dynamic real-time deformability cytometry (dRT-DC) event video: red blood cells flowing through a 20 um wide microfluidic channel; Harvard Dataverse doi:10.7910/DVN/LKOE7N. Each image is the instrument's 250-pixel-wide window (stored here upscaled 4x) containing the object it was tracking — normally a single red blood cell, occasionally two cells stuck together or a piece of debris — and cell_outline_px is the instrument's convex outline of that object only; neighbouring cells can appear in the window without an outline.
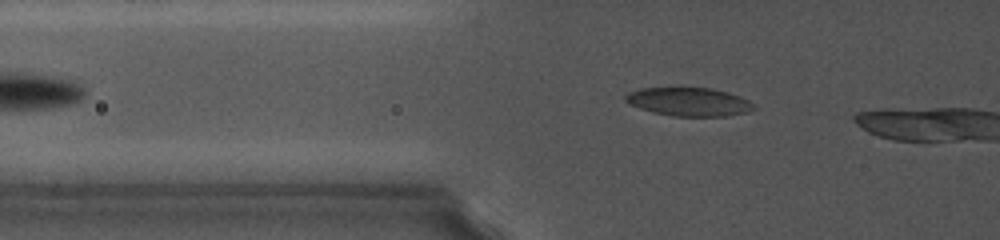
{"species": "common noctule bat (a hibernating species)", "species_latin": "Nyctalus noctula", "temperature_condition": "cold", "stored_images_in_passage": 70, "camera_frame_rate_fps": 5000, "um_per_image_px": 0.085, "animal": {"sex": "female", "body_mass_g": 19.0, "forearm_length_mm": 56.7}, "frame": {"image": 1, "passage_image": 10, "time_ms": 1.6, "image_size_px": [1000, 240], "cell_outline_px": [[756, 108], [748, 112], [728, 116], [672, 116], [652, 112], [628, 104], [624, 100], [624, 96], [628, 92], [640, 88], [680, 84], [712, 88], [728, 92], [740, 96], [756, 104]], "centroid_in_image_um": [58.52, 8.6], "position_along_channel_um": 67.3, "area_um2": 22.54}}
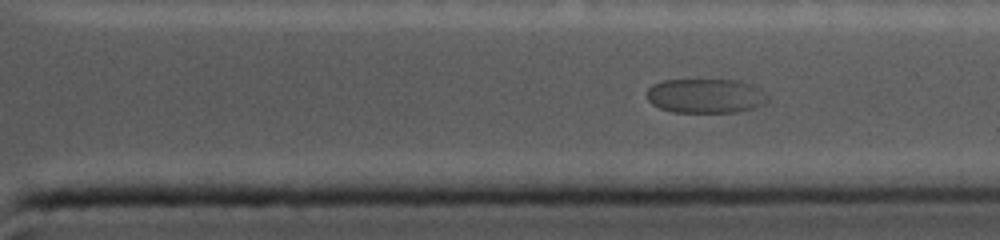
{"frame": {"image": 2, "passage_image": 59, "time_ms": 10.0, "image_size_px": [1000, 240], "cell_outline_px": [[768, 100], [764, 104], [752, 108], [736, 112], [672, 112], [660, 108], [652, 104], [648, 100], [648, 88], [652, 84], [664, 80], [740, 80], [756, 88], [768, 96]], "centroid_in_image_um": [59.94, 8.15], "position_along_channel_um": 351.5, "area_um2": 24.04}}
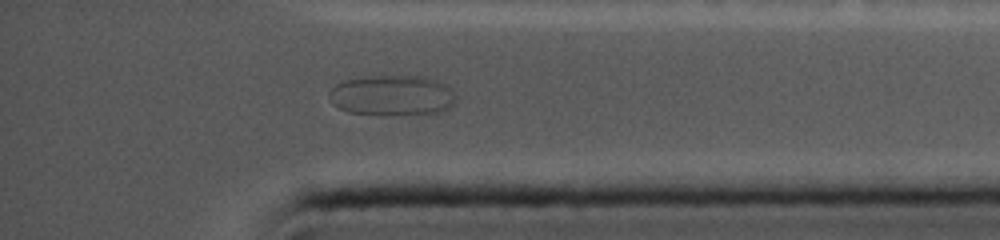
{"frame": {"image": 3, "passage_image": 67, "time_ms": 11.4, "image_size_px": [1000, 240], "cell_outline_px": [[456, 104], [440, 112], [396, 116], [348, 112], [340, 108], [328, 96], [328, 92], [336, 84], [344, 80], [368, 76], [420, 76], [436, 80], [448, 84], [456, 92]], "centroid_in_image_um": [33.4, 8.12], "position_along_channel_um": 401.8, "area_um2": 30.35}}